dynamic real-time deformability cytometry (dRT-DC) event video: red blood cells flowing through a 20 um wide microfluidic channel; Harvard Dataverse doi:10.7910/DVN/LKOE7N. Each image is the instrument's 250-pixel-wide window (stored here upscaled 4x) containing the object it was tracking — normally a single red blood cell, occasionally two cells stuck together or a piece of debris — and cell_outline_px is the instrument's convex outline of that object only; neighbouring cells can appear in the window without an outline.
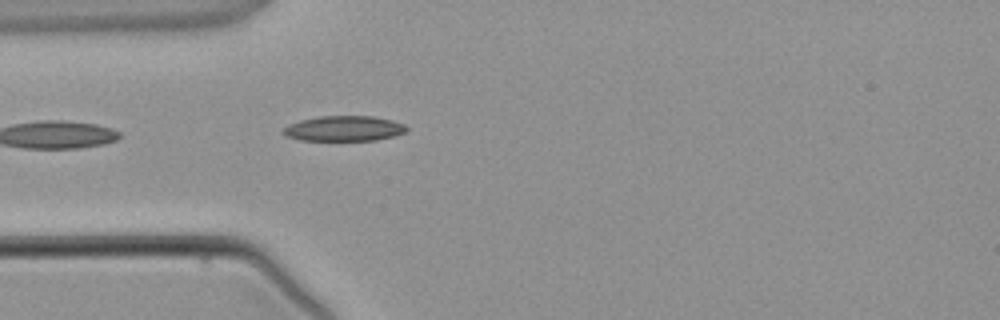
{"species": "common noctule bat (a hibernating species)", "species_latin": "Nyctalus noctula", "temperature_condition": "warm", "stored_images_in_passage": 1, "camera_frame_rate_fps": 3000, "um_per_image_px": 0.085, "animal": {"sex": "male", "body_mass_g": 21.5, "forearm_length_mm": 52.0}, "frame": {"image": 1, "passage_image": 1, "time_ms": 0.0, "image_size_px": [1000, 320], "cell_outline_px": [[408, 128], [404, 132], [392, 136], [376, 140], [300, 140], [288, 136], [280, 132], [288, 124], [300, 120], [320, 116], [372, 116], [392, 120], [404, 124]], "centroid_in_image_um": [29.21, 10.91], "position_along_channel_um": 55.8, "area_um2": 18.03}}